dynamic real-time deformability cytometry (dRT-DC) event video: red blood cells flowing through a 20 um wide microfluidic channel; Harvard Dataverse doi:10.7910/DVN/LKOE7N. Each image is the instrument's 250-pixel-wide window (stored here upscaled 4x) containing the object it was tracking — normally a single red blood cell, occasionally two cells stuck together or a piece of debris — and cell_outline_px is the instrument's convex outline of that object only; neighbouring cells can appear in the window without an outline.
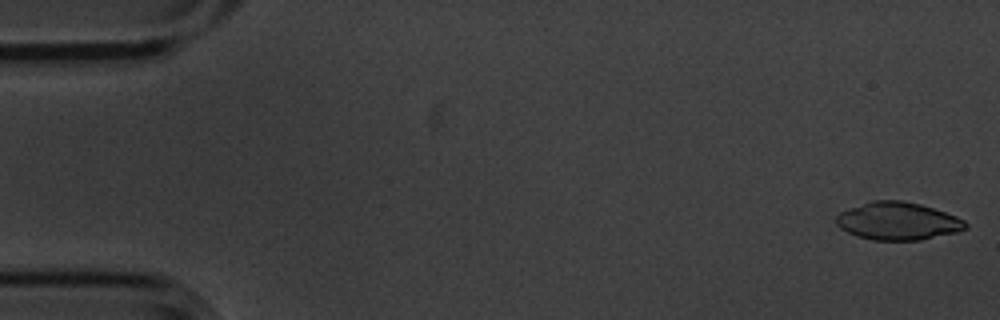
{"species": "common noctule bat (a hibernating species)", "species_latin": "Nyctalus noctula", "temperature_condition": "cold", "stored_images_in_passage": 55, "camera_frame_rate_fps": 3000, "um_per_image_px": 0.085, "animal": {"sex": "male", "body_mass_g": 20.1, "forearm_length_mm": 53.5}, "frame": {"image": 1, "passage_image": 1, "time_ms": 0.0, "image_size_px": [1000, 320], "cell_outline_px": [[968, 228], [960, 232], [920, 240], [872, 240], [856, 236], [840, 228], [836, 224], [836, 216], [840, 212], [872, 200], [900, 200], [920, 204], [956, 216], [964, 220], [968, 224]], "centroid_in_image_um": [76.34, 18.8], "position_along_channel_um": 8.7, "area_um2": 28.5}}